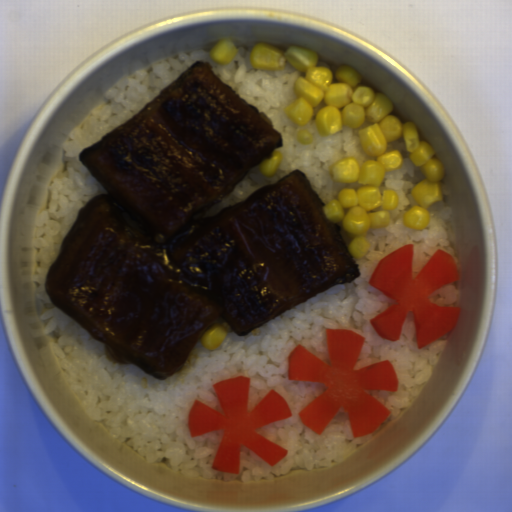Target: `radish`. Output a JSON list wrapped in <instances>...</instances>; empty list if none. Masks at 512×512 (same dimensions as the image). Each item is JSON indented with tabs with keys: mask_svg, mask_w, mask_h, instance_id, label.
<instances>
[{
	"mask_svg": "<svg viewBox=\"0 0 512 512\" xmlns=\"http://www.w3.org/2000/svg\"><path fill=\"white\" fill-rule=\"evenodd\" d=\"M327 364L302 344L288 356L287 378L323 382L326 390L298 413L305 427L322 435L338 411L349 418L353 438L373 433L391 414L366 390L397 392L398 376L387 360L354 370L365 336L347 329H326Z\"/></svg>",
	"mask_w": 512,
	"mask_h": 512,
	"instance_id": "radish-1",
	"label": "radish"
},
{
	"mask_svg": "<svg viewBox=\"0 0 512 512\" xmlns=\"http://www.w3.org/2000/svg\"><path fill=\"white\" fill-rule=\"evenodd\" d=\"M414 253V244H408L377 263L368 283L392 302L370 319V323L376 334L396 341L411 312L415 342L420 349L450 332L460 320L461 307L437 304L430 296L461 276L455 260L441 249H437L422 270L413 276Z\"/></svg>",
	"mask_w": 512,
	"mask_h": 512,
	"instance_id": "radish-2",
	"label": "radish"
},
{
	"mask_svg": "<svg viewBox=\"0 0 512 512\" xmlns=\"http://www.w3.org/2000/svg\"><path fill=\"white\" fill-rule=\"evenodd\" d=\"M250 377L239 375L212 384L221 413L200 400L188 412L190 437L221 430L212 469L239 474L241 447L245 446L269 466H275L288 450L257 433V429L292 417L283 395L270 390L253 409H248Z\"/></svg>",
	"mask_w": 512,
	"mask_h": 512,
	"instance_id": "radish-3",
	"label": "radish"
}]
</instances>
